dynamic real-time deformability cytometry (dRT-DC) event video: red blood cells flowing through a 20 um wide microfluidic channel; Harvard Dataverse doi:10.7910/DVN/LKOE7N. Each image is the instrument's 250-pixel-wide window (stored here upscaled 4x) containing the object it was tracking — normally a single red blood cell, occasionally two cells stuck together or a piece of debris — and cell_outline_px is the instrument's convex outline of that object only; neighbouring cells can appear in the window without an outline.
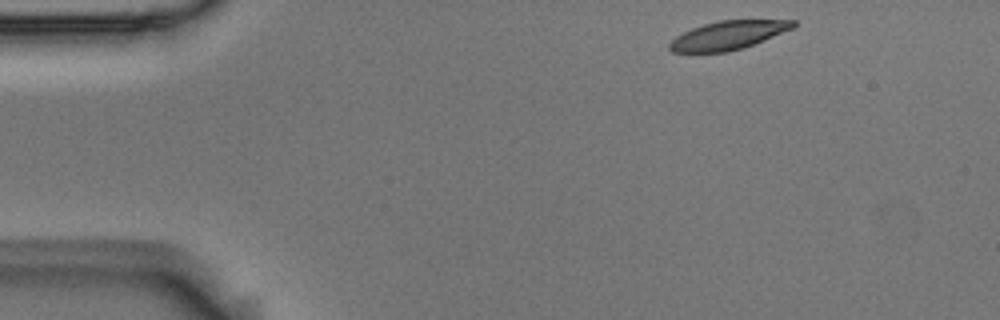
{"species": "Egyptian fruit bat (a non-hibernating species)", "species_latin": "Rousettus aegyptiacus", "temperature_condition": "room temperature", "stored_images_in_passage": 8, "camera_frame_rate_fps": 3000, "um_per_image_px": 0.085, "animal": {"sex": "male"}, "frame": {"image": 1, "passage_image": 1, "time_ms": 0.0, "image_size_px": [1000, 320], "cell_outline_px": [[796, 24], [792, 28], [764, 40], [744, 48], [728, 52], [672, 52], [668, 48], [668, 44], [676, 36], [692, 28], [704, 24], [720, 20], [796, 20]], "centroid_in_image_um": [61.87, 3.0], "position_along_channel_um": 23.1, "area_um2": 20.46}}
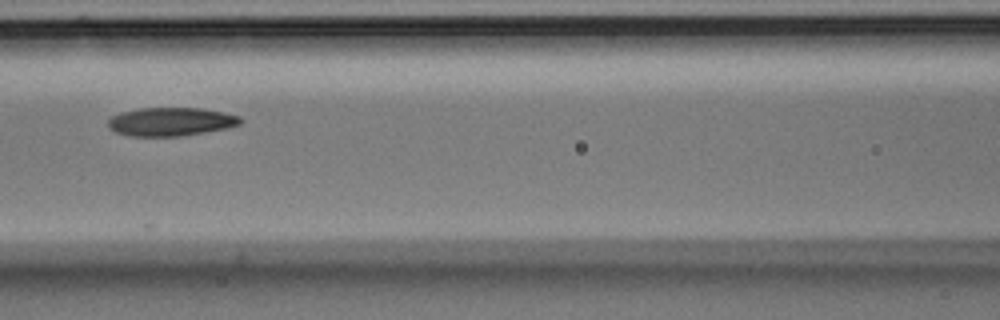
{"frame": {"image": 2, "passage_image": 6, "time_ms": 1.667, "image_size_px": [1000, 320], "cell_outline_px": [[244, 120], [240, 124], [228, 128], [180, 136], [132, 136], [116, 132], [108, 128], [108, 120], [112, 116], [120, 112], [140, 108], [200, 108], [224, 112], [240, 116]], "centroid_in_image_um": [14.53, 10.34], "position_along_channel_um": 152.1, "area_um2": 22.02}}
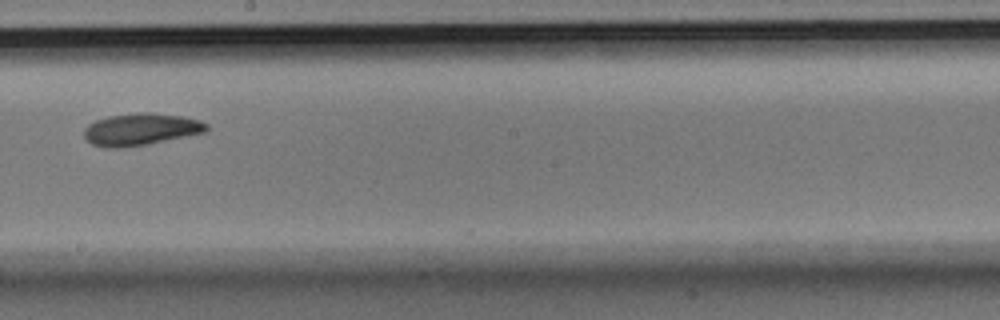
{"frame": {"image": 3, "passage_image": 8, "time_ms": 2.333, "image_size_px": [1000, 320], "cell_outline_px": [[208, 128], [204, 132], [148, 144], [120, 148], [108, 148], [92, 144], [84, 136], [84, 128], [88, 124], [96, 120], [108, 116], [140, 112], [148, 112], [180, 116], [200, 120], [208, 124]], "centroid_in_image_um": [11.94, 10.99], "position_along_channel_um": 236.3, "area_um2": 22.72}}